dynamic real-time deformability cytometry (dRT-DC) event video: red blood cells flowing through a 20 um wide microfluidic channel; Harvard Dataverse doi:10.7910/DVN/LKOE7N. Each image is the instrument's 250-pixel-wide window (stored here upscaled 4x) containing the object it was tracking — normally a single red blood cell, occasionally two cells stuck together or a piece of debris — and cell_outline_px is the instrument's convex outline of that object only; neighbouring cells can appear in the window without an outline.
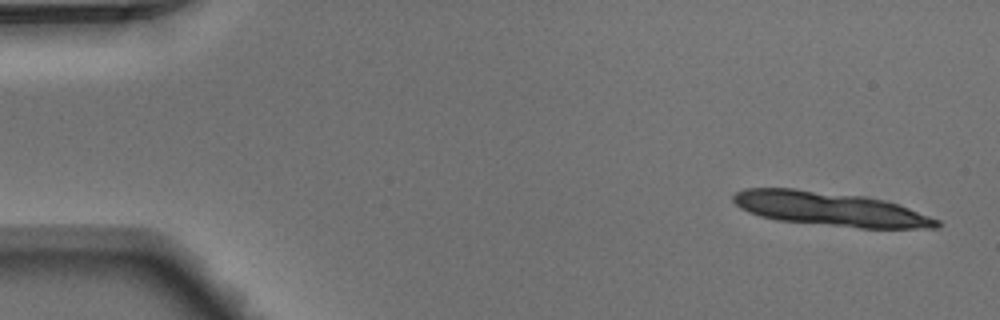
{"species": "Egyptian fruit bat (a non-hibernating species)", "species_latin": "Rousettus aegyptiacus", "temperature_condition": "warm", "stored_images_in_passage": 4, "camera_frame_rate_fps": 3000, "um_per_image_px": 0.085, "animal": {"sex": "male"}, "frame": {"image": 1, "passage_image": 1, "time_ms": 0.0, "image_size_px": [1000, 320], "cell_outline_px": [[940, 224], [936, 228], [860, 228], [776, 220], [760, 216], [748, 212], [740, 208], [732, 200], [732, 196], [736, 192], [744, 188], [796, 188], [864, 196], [884, 200], [908, 208], [940, 220]], "centroid_in_image_um": [70.52, 17.76], "position_along_channel_um": 14.5, "area_um2": 40.34}}